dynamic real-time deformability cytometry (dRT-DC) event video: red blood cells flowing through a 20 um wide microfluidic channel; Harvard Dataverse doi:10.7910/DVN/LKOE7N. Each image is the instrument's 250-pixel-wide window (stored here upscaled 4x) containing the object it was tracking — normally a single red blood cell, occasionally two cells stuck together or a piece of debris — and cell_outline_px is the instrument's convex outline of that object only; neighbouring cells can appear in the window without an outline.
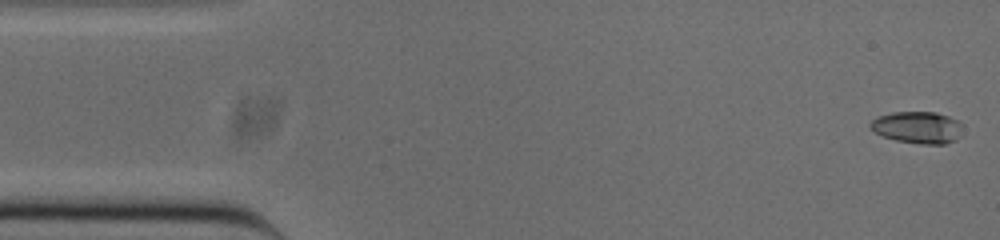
{"species": "common noctule bat (a hibernating species)", "species_latin": "Nyctalus noctula", "temperature_condition": "cold", "stored_images_in_passage": 52, "camera_frame_rate_fps": 3000, "um_per_image_px": 0.085, "animal": {"sex": "male", "body_mass_g": 20.0, "forearm_length_mm": 53.3}, "frame": {"image": 1, "passage_image": 1, "time_ms": 0.0, "image_size_px": [1000, 240], "cell_outline_px": [[964, 124], [960, 136], [956, 140], [944, 144], [920, 144], [896, 140], [884, 136], [876, 132], [868, 124], [876, 116], [892, 112], [936, 112], [948, 116]], "centroid_in_image_um": [78.02, 10.82], "position_along_channel_um": 7.0, "area_um2": 17.28}}
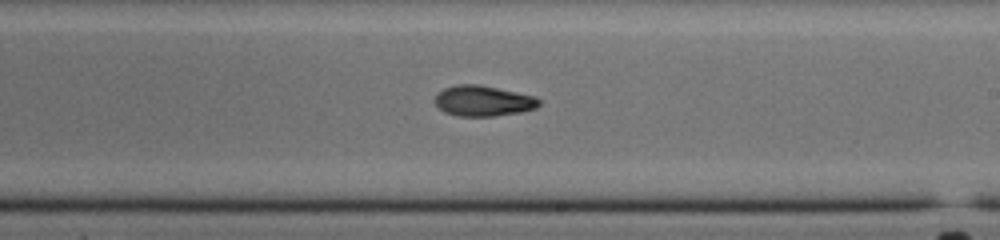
{"frame": {"image": 2, "passage_image": 29, "time_ms": 9.333, "image_size_px": [1000, 240], "cell_outline_px": [[540, 104], [536, 108], [520, 112], [492, 116], [456, 116], [444, 112], [436, 104], [436, 92], [444, 88], [456, 84], [476, 84], [536, 96], [540, 100]], "centroid_in_image_um": [41.06, 8.57], "position_along_channel_um": 247.9, "area_um2": 18.5}}
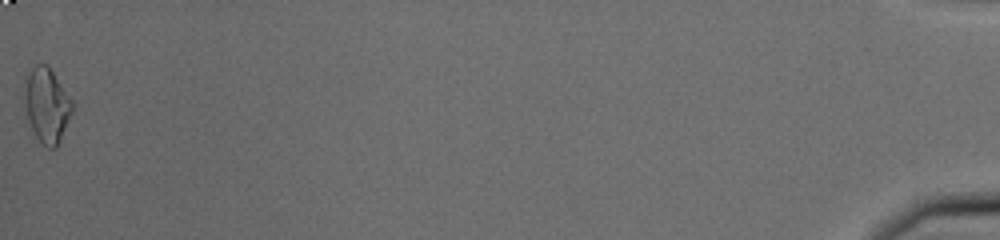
{"frame": {"image": 3, "passage_image": 52, "time_ms": 17.0, "image_size_px": [1000, 240], "cell_outline_px": [[72, 112], [60, 140], [56, 148], [48, 148], [36, 136], [28, 120], [24, 96], [28, 76], [32, 68], [36, 64], [44, 64], [52, 72], [72, 100]], "centroid_in_image_um": [3.99, 8.97], "position_along_channel_um": 431.2, "area_um2": 19.94}, "authors_computed_cell_mechanics": {"area_um2": 18.2937, "velocity_mm_per_s": 3.8553, "shape_relaxation_time_tau1_ms": 6.5091, "shape_relaxation_time_tau2_ms": 6.3096, "deformation_change_tau1": 0.1999, "deformation_change_tau2": 0.1324}}